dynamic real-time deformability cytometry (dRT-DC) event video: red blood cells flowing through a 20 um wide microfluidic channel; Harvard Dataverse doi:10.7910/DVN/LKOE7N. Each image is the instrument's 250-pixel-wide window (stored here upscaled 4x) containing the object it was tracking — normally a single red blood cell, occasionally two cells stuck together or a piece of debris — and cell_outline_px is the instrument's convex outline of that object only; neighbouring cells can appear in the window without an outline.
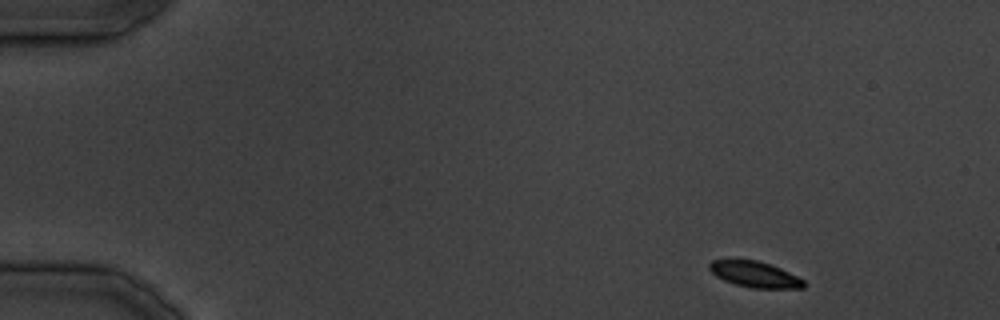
{"species": "common noctule bat (a hibernating species)", "species_latin": "Nyctalus noctula", "temperature_condition": "cold", "stored_images_in_passage": 34, "camera_frame_rate_fps": 3000, "um_per_image_px": 0.085, "animal": {"sex": "male", "body_mass_g": 19.5, "forearm_length_mm": 54.6}, "frame": {"image": 1, "passage_image": 1, "time_ms": 0.0, "image_size_px": [1000, 320], "cell_outline_px": [[804, 288], [752, 288], [736, 284], [724, 280], [716, 276], [708, 268], [708, 264], [712, 260], [756, 260], [780, 268], [804, 280]], "centroid_in_image_um": [64.13, 23.32], "position_along_channel_um": 20.9, "area_um2": 13.99}}
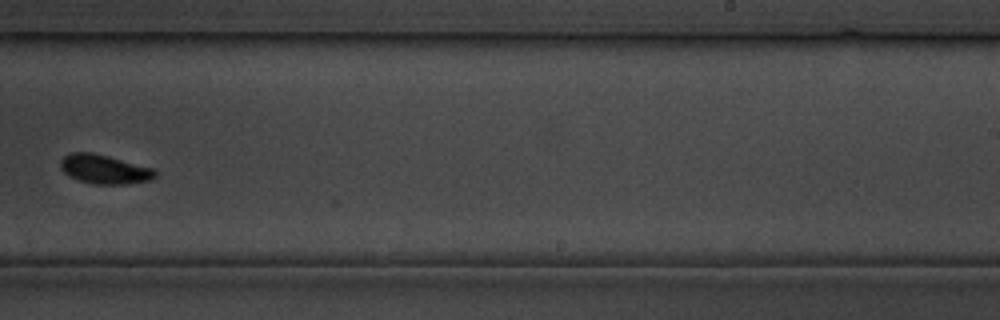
{"frame": {"image": 2, "passage_image": 21, "time_ms": 24.333, "image_size_px": [1000, 320], "cell_outline_px": [[156, 176], [152, 180], [124, 184], [92, 184], [80, 180], [64, 172], [60, 168], [60, 160], [68, 152], [92, 152], [108, 156], [152, 168], [156, 172]], "centroid_in_image_um": [8.86, 14.38], "position_along_channel_um": 280.1, "area_um2": 15.95}}
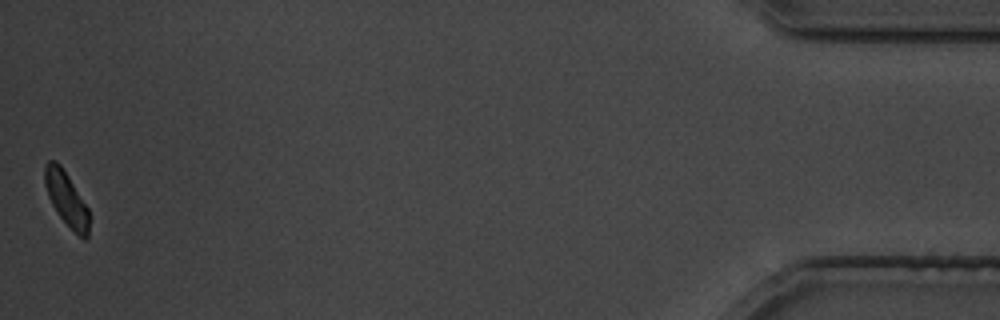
{"frame": {"image": 3, "passage_image": 34, "time_ms": 40.0, "image_size_px": [1000, 320], "cell_outline_px": [[88, 236], [84, 240], [60, 216], [52, 204], [48, 196], [44, 184], [44, 164], [48, 160], [56, 160], [60, 164], [68, 176], [88, 208]], "centroid_in_image_um": [5.6, 16.83], "position_along_channel_um": 429.6, "area_um2": 13.64}}